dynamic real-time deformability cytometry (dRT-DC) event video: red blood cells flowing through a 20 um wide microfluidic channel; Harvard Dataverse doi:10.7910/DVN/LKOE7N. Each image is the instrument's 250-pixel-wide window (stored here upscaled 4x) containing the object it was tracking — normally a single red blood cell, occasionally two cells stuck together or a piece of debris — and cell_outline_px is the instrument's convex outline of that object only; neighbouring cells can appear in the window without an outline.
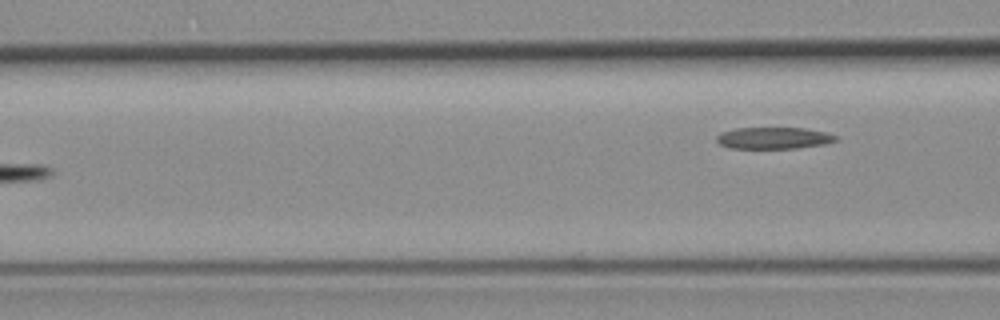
{"species": "common noctule bat (a hibernating species)", "species_latin": "Nyctalus noctula", "temperature_condition": "room temperature", "stored_images_in_passage": 5, "camera_frame_rate_fps": 3000, "um_per_image_px": 0.085, "animal": {"sex": "female", "body_mass_g": 19.3, "forearm_length_mm": 54.1}, "frame": {"image": 1, "passage_image": 5, "time_ms": 5.333, "image_size_px": [1000, 320], "cell_outline_px": [[840, 136], [836, 140], [824, 144], [796, 148], [728, 148], [720, 144], [716, 140], [716, 136], [720, 132], [736, 128], [804, 128], [828, 132]], "centroid_in_image_um": [65.77, 11.72], "position_along_channel_um": 100.8, "area_um2": 15.14}}